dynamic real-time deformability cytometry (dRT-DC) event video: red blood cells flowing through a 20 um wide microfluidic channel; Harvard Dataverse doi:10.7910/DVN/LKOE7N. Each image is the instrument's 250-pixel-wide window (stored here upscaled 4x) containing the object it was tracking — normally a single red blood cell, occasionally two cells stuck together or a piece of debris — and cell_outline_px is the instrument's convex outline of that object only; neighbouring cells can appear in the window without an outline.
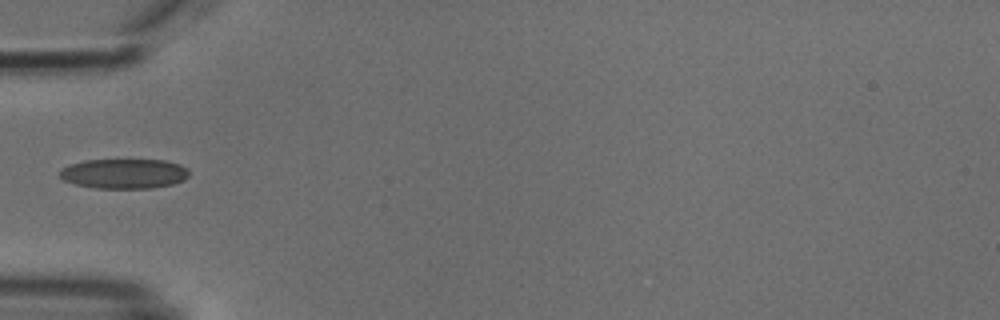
{"species": "common noctule bat (a hibernating species)", "species_latin": "Nyctalus noctula", "temperature_condition": "cold", "stored_images_in_passage": 2, "camera_frame_rate_fps": 3000, "um_per_image_px": 0.085, "animal": {"sex": "male", "body_mass_g": 18.8}, "frame": {"image": 1, "passage_image": 1, "time_ms": 0.0, "image_size_px": [1000, 320], "cell_outline_px": [[188, 176], [184, 180], [172, 184], [152, 188], [96, 188], [76, 184], [64, 180], [60, 176], [60, 168], [84, 160], [164, 160], [180, 164], [188, 168]], "centroid_in_image_um": [10.56, 14.75], "position_along_channel_um": 74.4, "area_um2": 22.43}}
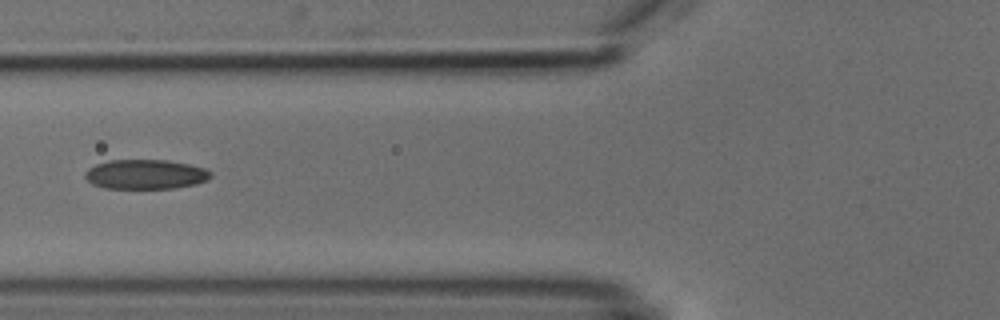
{"frame": {"image": 2, "passage_image": 2, "time_ms": 1.0, "image_size_px": [1000, 320], "cell_outline_px": [[212, 176], [208, 180], [196, 184], [172, 188], [104, 188], [92, 184], [84, 176], [84, 172], [88, 168], [96, 164], [108, 160], [168, 160], [188, 164], [204, 168], [212, 172]], "centroid_in_image_um": [12.36, 14.81], "position_along_channel_um": 113.4, "area_um2": 21.73}}